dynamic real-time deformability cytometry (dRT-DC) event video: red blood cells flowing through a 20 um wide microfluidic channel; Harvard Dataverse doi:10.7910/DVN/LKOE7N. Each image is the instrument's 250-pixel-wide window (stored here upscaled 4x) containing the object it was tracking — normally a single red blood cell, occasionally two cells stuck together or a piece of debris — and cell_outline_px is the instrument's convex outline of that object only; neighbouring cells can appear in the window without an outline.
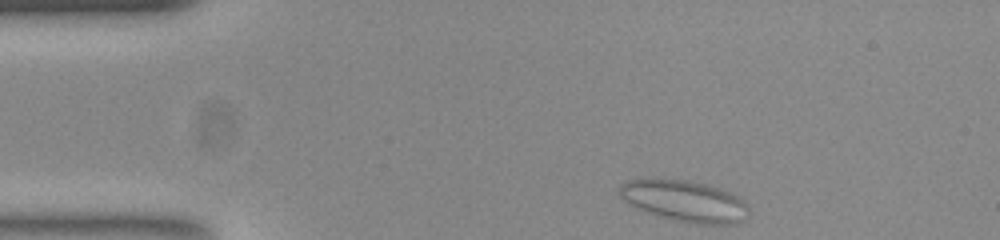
{"species": "common noctule bat (a hibernating species)", "species_latin": "Nyctalus noctula", "temperature_condition": "room temperature", "stored_images_in_passage": 48, "camera_frame_rate_fps": 3000, "um_per_image_px": 0.085, "animal": {"sex": "female", "body_mass_g": 23.0, "forearm_length_mm": 53.4}, "frame": {"image": 1, "passage_image": 1, "time_ms": 0.0, "image_size_px": [1000, 240], "cell_outline_px": [[748, 208], [744, 220], [732, 224], [696, 224], [676, 220], [660, 216], [640, 208], [624, 200], [616, 192], [620, 184], [628, 180], [684, 180], [704, 184], [728, 192], [736, 196]], "centroid_in_image_um": [58.16, 17.1], "position_along_channel_um": 26.8, "area_um2": 30.11}}
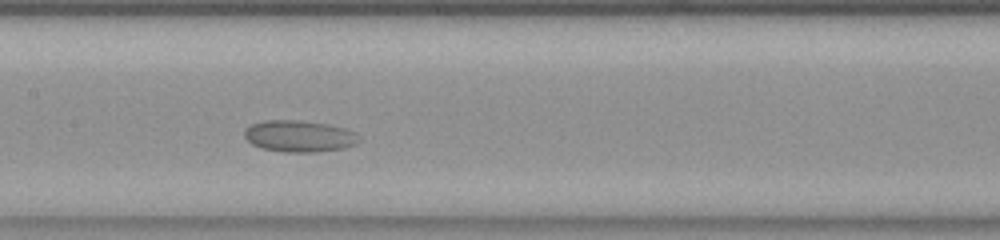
{"frame": {"image": 2, "passage_image": 19, "time_ms": 6.0, "image_size_px": [1000, 240], "cell_outline_px": [[360, 140], [356, 144], [344, 148], [316, 152], [288, 152], [264, 148], [252, 144], [244, 136], [244, 128], [252, 124], [264, 120], [296, 120], [328, 124], [344, 128], [356, 132]], "centroid_in_image_um": [25.44, 11.57], "position_along_channel_um": 182.0, "area_um2": 21.04}}
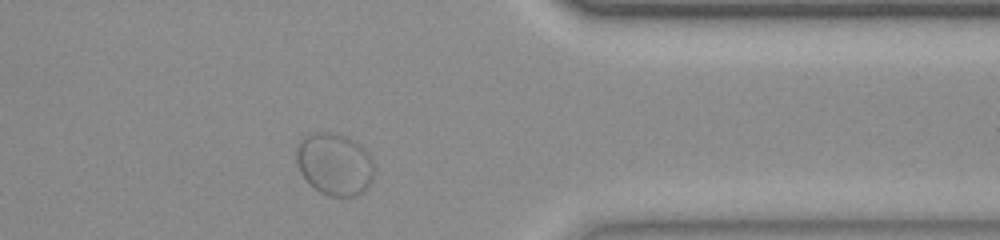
{"frame": {"image": 3, "passage_image": 37, "time_ms": 12.0, "image_size_px": [1000, 240], "cell_outline_px": [[372, 180], [368, 188], [356, 196], [332, 196], [320, 192], [300, 172], [296, 164], [296, 148], [300, 140], [304, 136], [312, 132], [332, 132], [344, 136], [360, 144], [368, 152], [372, 160]], "centroid_in_image_um": [28.42, 13.93], "position_along_channel_um": 383.0, "area_um2": 28.09}}